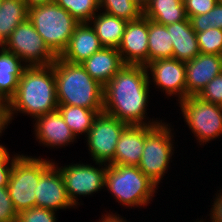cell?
<instances>
[{"instance_id": "obj_1", "label": "cell", "mask_w": 222, "mask_h": 222, "mask_svg": "<svg viewBox=\"0 0 222 222\" xmlns=\"http://www.w3.org/2000/svg\"><path fill=\"white\" fill-rule=\"evenodd\" d=\"M149 79L146 66L125 64L104 86L103 112L129 125L160 124L161 121H143L147 111Z\"/></svg>"}, {"instance_id": "obj_2", "label": "cell", "mask_w": 222, "mask_h": 222, "mask_svg": "<svg viewBox=\"0 0 222 222\" xmlns=\"http://www.w3.org/2000/svg\"><path fill=\"white\" fill-rule=\"evenodd\" d=\"M9 119L16 112L34 119L58 109L53 66H27L18 82L15 96L8 102Z\"/></svg>"}, {"instance_id": "obj_3", "label": "cell", "mask_w": 222, "mask_h": 222, "mask_svg": "<svg viewBox=\"0 0 222 222\" xmlns=\"http://www.w3.org/2000/svg\"><path fill=\"white\" fill-rule=\"evenodd\" d=\"M56 81L58 105L79 106L103 111V89L81 64H73L57 57L51 64Z\"/></svg>"}, {"instance_id": "obj_4", "label": "cell", "mask_w": 222, "mask_h": 222, "mask_svg": "<svg viewBox=\"0 0 222 222\" xmlns=\"http://www.w3.org/2000/svg\"><path fill=\"white\" fill-rule=\"evenodd\" d=\"M28 19L56 57L67 48L74 29L80 23L55 2L30 8Z\"/></svg>"}, {"instance_id": "obj_5", "label": "cell", "mask_w": 222, "mask_h": 222, "mask_svg": "<svg viewBox=\"0 0 222 222\" xmlns=\"http://www.w3.org/2000/svg\"><path fill=\"white\" fill-rule=\"evenodd\" d=\"M107 165L105 187L116 200L128 207L150 203L157 185L138 166Z\"/></svg>"}, {"instance_id": "obj_6", "label": "cell", "mask_w": 222, "mask_h": 222, "mask_svg": "<svg viewBox=\"0 0 222 222\" xmlns=\"http://www.w3.org/2000/svg\"><path fill=\"white\" fill-rule=\"evenodd\" d=\"M53 164L50 160L19 155L13 162L8 191L17 213L36 206V186L40 176Z\"/></svg>"}, {"instance_id": "obj_7", "label": "cell", "mask_w": 222, "mask_h": 222, "mask_svg": "<svg viewBox=\"0 0 222 222\" xmlns=\"http://www.w3.org/2000/svg\"><path fill=\"white\" fill-rule=\"evenodd\" d=\"M171 128L162 122L145 125V143L139 169L157 186L165 174L173 154Z\"/></svg>"}, {"instance_id": "obj_8", "label": "cell", "mask_w": 222, "mask_h": 222, "mask_svg": "<svg viewBox=\"0 0 222 222\" xmlns=\"http://www.w3.org/2000/svg\"><path fill=\"white\" fill-rule=\"evenodd\" d=\"M179 103L187 125L200 143L222 135V105L210 103L197 95L188 96Z\"/></svg>"}, {"instance_id": "obj_9", "label": "cell", "mask_w": 222, "mask_h": 222, "mask_svg": "<svg viewBox=\"0 0 222 222\" xmlns=\"http://www.w3.org/2000/svg\"><path fill=\"white\" fill-rule=\"evenodd\" d=\"M3 47L18 56L27 66L51 65L57 58L46 46L29 19L14 29Z\"/></svg>"}, {"instance_id": "obj_10", "label": "cell", "mask_w": 222, "mask_h": 222, "mask_svg": "<svg viewBox=\"0 0 222 222\" xmlns=\"http://www.w3.org/2000/svg\"><path fill=\"white\" fill-rule=\"evenodd\" d=\"M127 125L104 112L98 114L87 134L89 151L96 164L102 166L113 161L117 142Z\"/></svg>"}, {"instance_id": "obj_11", "label": "cell", "mask_w": 222, "mask_h": 222, "mask_svg": "<svg viewBox=\"0 0 222 222\" xmlns=\"http://www.w3.org/2000/svg\"><path fill=\"white\" fill-rule=\"evenodd\" d=\"M104 168L84 164H71L58 168L64 180L67 195L74 206L78 195H90L105 187L107 165ZM77 197V198H76Z\"/></svg>"}, {"instance_id": "obj_12", "label": "cell", "mask_w": 222, "mask_h": 222, "mask_svg": "<svg viewBox=\"0 0 222 222\" xmlns=\"http://www.w3.org/2000/svg\"><path fill=\"white\" fill-rule=\"evenodd\" d=\"M118 52L125 64H148V18L127 22Z\"/></svg>"}, {"instance_id": "obj_13", "label": "cell", "mask_w": 222, "mask_h": 222, "mask_svg": "<svg viewBox=\"0 0 222 222\" xmlns=\"http://www.w3.org/2000/svg\"><path fill=\"white\" fill-rule=\"evenodd\" d=\"M146 68L152 72L155 85L165 90L169 96L179 95L178 100L187 97L185 62L174 58L157 59L148 63Z\"/></svg>"}, {"instance_id": "obj_14", "label": "cell", "mask_w": 222, "mask_h": 222, "mask_svg": "<svg viewBox=\"0 0 222 222\" xmlns=\"http://www.w3.org/2000/svg\"><path fill=\"white\" fill-rule=\"evenodd\" d=\"M35 189L36 207L57 211L74 206L67 195L64 180L55 163L40 176Z\"/></svg>"}, {"instance_id": "obj_15", "label": "cell", "mask_w": 222, "mask_h": 222, "mask_svg": "<svg viewBox=\"0 0 222 222\" xmlns=\"http://www.w3.org/2000/svg\"><path fill=\"white\" fill-rule=\"evenodd\" d=\"M222 72V56L198 54L185 62L187 97L198 95L200 91Z\"/></svg>"}, {"instance_id": "obj_16", "label": "cell", "mask_w": 222, "mask_h": 222, "mask_svg": "<svg viewBox=\"0 0 222 222\" xmlns=\"http://www.w3.org/2000/svg\"><path fill=\"white\" fill-rule=\"evenodd\" d=\"M90 25L89 22H82L76 26L67 48L60 55L61 59L69 63L81 64L103 48L95 30Z\"/></svg>"}, {"instance_id": "obj_17", "label": "cell", "mask_w": 222, "mask_h": 222, "mask_svg": "<svg viewBox=\"0 0 222 222\" xmlns=\"http://www.w3.org/2000/svg\"><path fill=\"white\" fill-rule=\"evenodd\" d=\"M145 143V125H127L117 142L110 165L138 166Z\"/></svg>"}, {"instance_id": "obj_18", "label": "cell", "mask_w": 222, "mask_h": 222, "mask_svg": "<svg viewBox=\"0 0 222 222\" xmlns=\"http://www.w3.org/2000/svg\"><path fill=\"white\" fill-rule=\"evenodd\" d=\"M36 138L47 146H65L76 139L59 110L37 117Z\"/></svg>"}, {"instance_id": "obj_19", "label": "cell", "mask_w": 222, "mask_h": 222, "mask_svg": "<svg viewBox=\"0 0 222 222\" xmlns=\"http://www.w3.org/2000/svg\"><path fill=\"white\" fill-rule=\"evenodd\" d=\"M81 65L102 86H105L125 65L118 49L103 47Z\"/></svg>"}, {"instance_id": "obj_20", "label": "cell", "mask_w": 222, "mask_h": 222, "mask_svg": "<svg viewBox=\"0 0 222 222\" xmlns=\"http://www.w3.org/2000/svg\"><path fill=\"white\" fill-rule=\"evenodd\" d=\"M173 43V58L187 62L200 54L196 32L190 19L166 25Z\"/></svg>"}, {"instance_id": "obj_21", "label": "cell", "mask_w": 222, "mask_h": 222, "mask_svg": "<svg viewBox=\"0 0 222 222\" xmlns=\"http://www.w3.org/2000/svg\"><path fill=\"white\" fill-rule=\"evenodd\" d=\"M0 50V99L9 102L16 94L19 79L27 65L21 64L22 60L4 47Z\"/></svg>"}, {"instance_id": "obj_22", "label": "cell", "mask_w": 222, "mask_h": 222, "mask_svg": "<svg viewBox=\"0 0 222 222\" xmlns=\"http://www.w3.org/2000/svg\"><path fill=\"white\" fill-rule=\"evenodd\" d=\"M143 16L161 25L187 19L183 0H149L143 9Z\"/></svg>"}, {"instance_id": "obj_23", "label": "cell", "mask_w": 222, "mask_h": 222, "mask_svg": "<svg viewBox=\"0 0 222 222\" xmlns=\"http://www.w3.org/2000/svg\"><path fill=\"white\" fill-rule=\"evenodd\" d=\"M89 22L93 24L103 47L118 49L127 21L102 12L97 13Z\"/></svg>"}, {"instance_id": "obj_24", "label": "cell", "mask_w": 222, "mask_h": 222, "mask_svg": "<svg viewBox=\"0 0 222 222\" xmlns=\"http://www.w3.org/2000/svg\"><path fill=\"white\" fill-rule=\"evenodd\" d=\"M29 8L24 0H2L0 5V42L10 37L14 29L28 19Z\"/></svg>"}, {"instance_id": "obj_25", "label": "cell", "mask_w": 222, "mask_h": 222, "mask_svg": "<svg viewBox=\"0 0 222 222\" xmlns=\"http://www.w3.org/2000/svg\"><path fill=\"white\" fill-rule=\"evenodd\" d=\"M173 58V43L166 25L148 19V63Z\"/></svg>"}, {"instance_id": "obj_26", "label": "cell", "mask_w": 222, "mask_h": 222, "mask_svg": "<svg viewBox=\"0 0 222 222\" xmlns=\"http://www.w3.org/2000/svg\"><path fill=\"white\" fill-rule=\"evenodd\" d=\"M58 110L75 137L82 133L87 135L95 118L103 112L71 105H58Z\"/></svg>"}, {"instance_id": "obj_27", "label": "cell", "mask_w": 222, "mask_h": 222, "mask_svg": "<svg viewBox=\"0 0 222 222\" xmlns=\"http://www.w3.org/2000/svg\"><path fill=\"white\" fill-rule=\"evenodd\" d=\"M99 8L127 22L138 20L143 15V10L132 0H99Z\"/></svg>"}, {"instance_id": "obj_28", "label": "cell", "mask_w": 222, "mask_h": 222, "mask_svg": "<svg viewBox=\"0 0 222 222\" xmlns=\"http://www.w3.org/2000/svg\"><path fill=\"white\" fill-rule=\"evenodd\" d=\"M67 10L78 22H89L98 12L99 0H53Z\"/></svg>"}, {"instance_id": "obj_29", "label": "cell", "mask_w": 222, "mask_h": 222, "mask_svg": "<svg viewBox=\"0 0 222 222\" xmlns=\"http://www.w3.org/2000/svg\"><path fill=\"white\" fill-rule=\"evenodd\" d=\"M196 36L200 53L222 56V29L210 28Z\"/></svg>"}, {"instance_id": "obj_30", "label": "cell", "mask_w": 222, "mask_h": 222, "mask_svg": "<svg viewBox=\"0 0 222 222\" xmlns=\"http://www.w3.org/2000/svg\"><path fill=\"white\" fill-rule=\"evenodd\" d=\"M193 30L196 33L206 31L210 28L222 29V4H217L208 13L195 15L190 18Z\"/></svg>"}, {"instance_id": "obj_31", "label": "cell", "mask_w": 222, "mask_h": 222, "mask_svg": "<svg viewBox=\"0 0 222 222\" xmlns=\"http://www.w3.org/2000/svg\"><path fill=\"white\" fill-rule=\"evenodd\" d=\"M17 222H56L55 211L35 206L19 212Z\"/></svg>"}, {"instance_id": "obj_32", "label": "cell", "mask_w": 222, "mask_h": 222, "mask_svg": "<svg viewBox=\"0 0 222 222\" xmlns=\"http://www.w3.org/2000/svg\"><path fill=\"white\" fill-rule=\"evenodd\" d=\"M197 96L210 103L222 105V72L213 78Z\"/></svg>"}, {"instance_id": "obj_33", "label": "cell", "mask_w": 222, "mask_h": 222, "mask_svg": "<svg viewBox=\"0 0 222 222\" xmlns=\"http://www.w3.org/2000/svg\"><path fill=\"white\" fill-rule=\"evenodd\" d=\"M17 215L7 186L0 187V222H17Z\"/></svg>"}, {"instance_id": "obj_34", "label": "cell", "mask_w": 222, "mask_h": 222, "mask_svg": "<svg viewBox=\"0 0 222 222\" xmlns=\"http://www.w3.org/2000/svg\"><path fill=\"white\" fill-rule=\"evenodd\" d=\"M187 18L195 15L206 14L214 8L217 0H183Z\"/></svg>"}, {"instance_id": "obj_35", "label": "cell", "mask_w": 222, "mask_h": 222, "mask_svg": "<svg viewBox=\"0 0 222 222\" xmlns=\"http://www.w3.org/2000/svg\"><path fill=\"white\" fill-rule=\"evenodd\" d=\"M18 156L19 155H15L14 158L10 159L7 149L4 146L0 147V187H6L8 185L13 162ZM10 160L11 163L9 162Z\"/></svg>"}, {"instance_id": "obj_36", "label": "cell", "mask_w": 222, "mask_h": 222, "mask_svg": "<svg viewBox=\"0 0 222 222\" xmlns=\"http://www.w3.org/2000/svg\"><path fill=\"white\" fill-rule=\"evenodd\" d=\"M8 123H10L8 102L0 99V133L5 130V125L8 126Z\"/></svg>"}, {"instance_id": "obj_37", "label": "cell", "mask_w": 222, "mask_h": 222, "mask_svg": "<svg viewBox=\"0 0 222 222\" xmlns=\"http://www.w3.org/2000/svg\"><path fill=\"white\" fill-rule=\"evenodd\" d=\"M211 222H222V193L220 192L212 205Z\"/></svg>"}, {"instance_id": "obj_38", "label": "cell", "mask_w": 222, "mask_h": 222, "mask_svg": "<svg viewBox=\"0 0 222 222\" xmlns=\"http://www.w3.org/2000/svg\"><path fill=\"white\" fill-rule=\"evenodd\" d=\"M100 222H127V221L120 218L119 215L117 216L114 214H108V215L106 214L105 216H103L102 221L100 220Z\"/></svg>"}, {"instance_id": "obj_39", "label": "cell", "mask_w": 222, "mask_h": 222, "mask_svg": "<svg viewBox=\"0 0 222 222\" xmlns=\"http://www.w3.org/2000/svg\"><path fill=\"white\" fill-rule=\"evenodd\" d=\"M24 1L29 9L38 5L53 2V0H24Z\"/></svg>"}, {"instance_id": "obj_40", "label": "cell", "mask_w": 222, "mask_h": 222, "mask_svg": "<svg viewBox=\"0 0 222 222\" xmlns=\"http://www.w3.org/2000/svg\"><path fill=\"white\" fill-rule=\"evenodd\" d=\"M136 5H138L142 10L146 7L149 0H132Z\"/></svg>"}, {"instance_id": "obj_41", "label": "cell", "mask_w": 222, "mask_h": 222, "mask_svg": "<svg viewBox=\"0 0 222 222\" xmlns=\"http://www.w3.org/2000/svg\"><path fill=\"white\" fill-rule=\"evenodd\" d=\"M217 2H218L219 4H222V0H217Z\"/></svg>"}]
</instances>
